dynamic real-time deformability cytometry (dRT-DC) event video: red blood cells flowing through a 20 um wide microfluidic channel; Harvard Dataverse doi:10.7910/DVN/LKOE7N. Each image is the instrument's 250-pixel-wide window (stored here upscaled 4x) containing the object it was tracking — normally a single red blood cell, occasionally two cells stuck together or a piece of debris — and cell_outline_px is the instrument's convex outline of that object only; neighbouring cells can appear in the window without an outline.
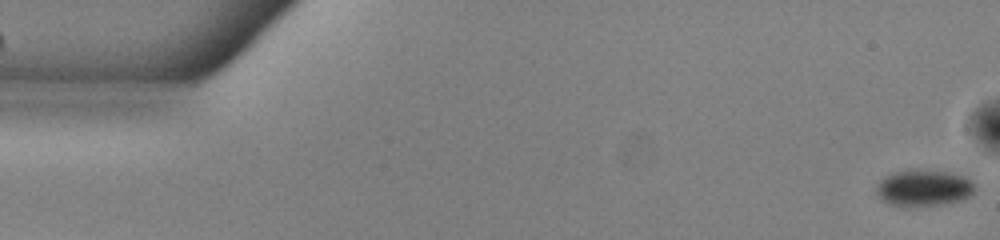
{"species": "common noctule bat (a hibernating species)", "species_latin": "Nyctalus noctula", "temperature_condition": "warm", "stored_images_in_passage": 53, "camera_frame_rate_fps": 3000, "um_per_image_px": 0.085, "animal": {"sex": "male", "body_mass_g": 13.0, "forearm_length_mm": 53.1}, "frame": {"image": 1, "passage_image": 1, "time_ms": 0.0, "image_size_px": [1000, 240], "cell_outline_px": [[972, 192], [968, 196], [960, 200], [944, 204], [916, 208], [904, 208], [888, 204], [880, 200], [876, 192], [876, 188], [880, 180], [884, 176], [896, 172], [948, 172], [964, 176], [972, 180]], "centroid_in_image_um": [78.45, 16.05], "position_along_channel_um": 6.6, "area_um2": 20.69}}
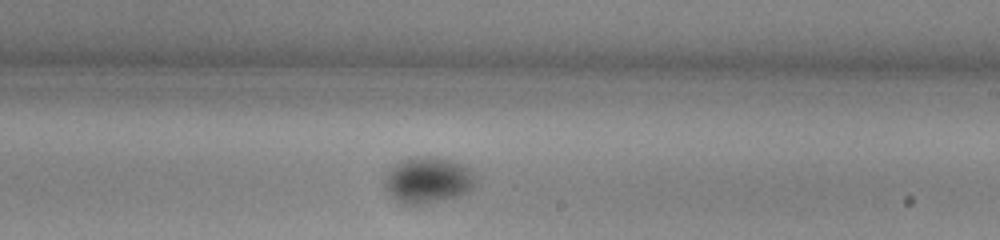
{"frame": {"image": 2, "passage_image": 31, "time_ms": 10.0, "image_size_px": [1000, 240], "cell_outline_px": [[472, 188], [468, 192], [460, 196], [424, 204], [404, 204], [396, 200], [388, 192], [384, 184], [384, 176], [400, 160], [408, 156], [436, 156], [452, 160], [468, 168], [472, 172]], "centroid_in_image_um": [36.32, 15.29], "position_along_channel_um": 252.7, "area_um2": 24.39}}
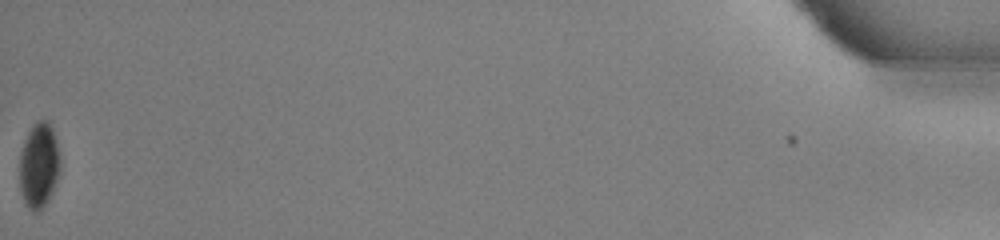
{"frame": {"image": 3, "passage_image": 53, "time_ms": 17.333, "image_size_px": [1000, 240], "cell_outline_px": [[60, 172], [52, 192], [48, 200], [40, 212], [32, 212], [28, 208], [20, 192], [20, 156], [24, 140], [28, 132], [36, 120], [48, 120], [56, 144], [60, 160]], "centroid_in_image_um": [3.3, 14.1], "position_along_channel_um": 431.9, "area_um2": 20.06}, "authors_computed_cell_mechanics": {"area_um2": 23.12, "velocity_mm_per_s": 3.9052, "shape_relaxation_time_tau1_ms": 5.4348, "shape_relaxation_time_tau2_ms": null, "deformation_change_tau1": 0.071, "deformation_change_tau2": null}}